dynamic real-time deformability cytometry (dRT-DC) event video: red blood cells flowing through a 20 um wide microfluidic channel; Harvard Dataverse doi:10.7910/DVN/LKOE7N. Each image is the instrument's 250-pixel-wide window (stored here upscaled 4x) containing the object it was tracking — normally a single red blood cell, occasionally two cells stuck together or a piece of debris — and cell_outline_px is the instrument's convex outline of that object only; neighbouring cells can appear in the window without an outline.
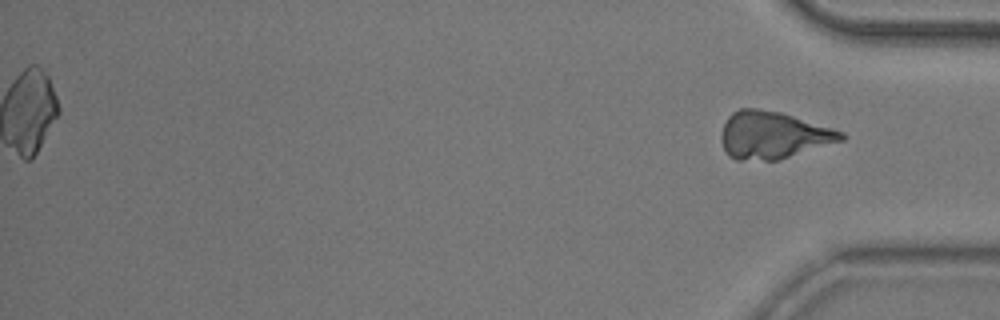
{"species": "common noctule bat (a hibernating species)", "species_latin": "Nyctalus noctula", "temperature_condition": "room temperature", "stored_images_in_passage": 41, "segment_of_instrument_passage": [2, 2], "camera_frame_rate_fps": 3000, "um_per_image_px": 0.085, "animal": {"sex": "male", "body_mass_g": 20.5, "forearm_length_mm": 52.5}, "frame": {"image": 1, "passage_image": 41, "time_ms": 13.333, "image_size_px": [1000, 320], "cell_outline_px": [[844, 140], [780, 160], [736, 160], [728, 156], [720, 140], [720, 136], [724, 124], [728, 116], [732, 112], [740, 108], [756, 108], [780, 112], [832, 128], [844, 132]], "centroid_in_image_um": [65.68, 11.49], "position_along_channel_um": 369.5, "area_um2": 33.12}}